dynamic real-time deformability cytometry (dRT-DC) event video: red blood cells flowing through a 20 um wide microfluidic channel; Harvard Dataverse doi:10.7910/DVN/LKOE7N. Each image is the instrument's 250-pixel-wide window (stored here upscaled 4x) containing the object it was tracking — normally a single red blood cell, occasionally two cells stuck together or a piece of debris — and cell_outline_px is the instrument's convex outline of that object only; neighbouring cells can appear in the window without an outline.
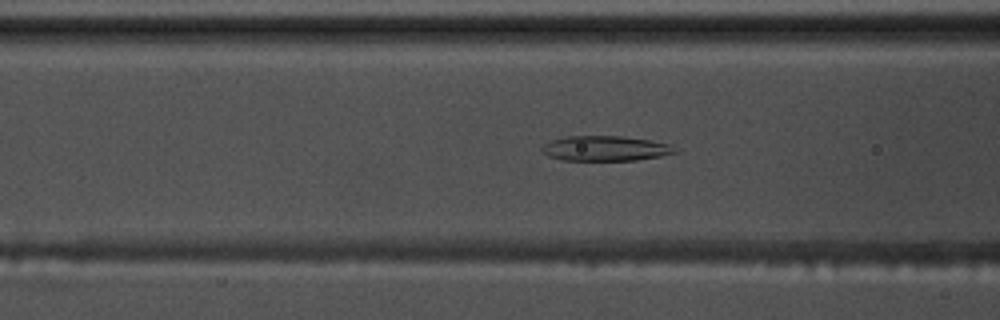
{"species": "common noctule bat (a hibernating species)", "species_latin": "Nyctalus noctula", "temperature_condition": "warm", "stored_images_in_passage": 56, "camera_frame_rate_fps": 3000, "um_per_image_px": 0.085, "animal": {"sex": "male", "body_mass_g": 17.5, "forearm_length_mm": 52.3}, "frame": {"image": 1, "passage_image": 23, "time_ms": 7.333, "image_size_px": [1000, 320], "cell_outline_px": [[680, 152], [660, 156], [636, 160], [560, 160], [548, 156], [540, 152], [540, 148], [544, 144], [552, 140], [568, 136], [620, 136], [648, 140], [668, 144]], "centroid_in_image_um": [51.4, 12.62], "position_along_channel_um": 115.2, "area_um2": 19.36}}
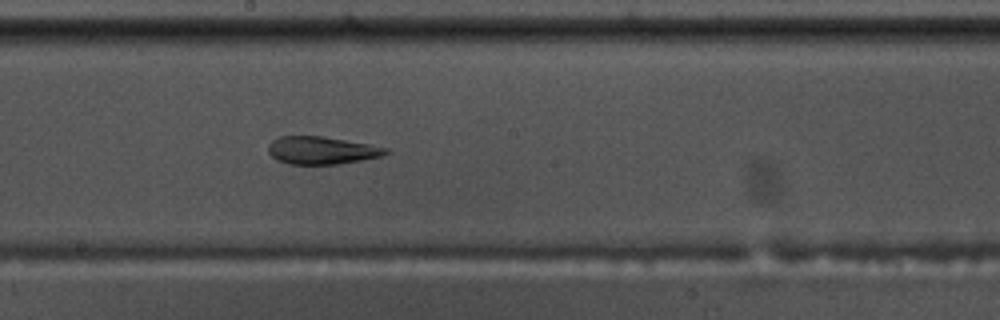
{"frame": {"image": 2, "passage_image": 32, "time_ms": 10.333, "image_size_px": [1000, 320], "cell_outline_px": [[388, 152], [380, 156], [360, 160], [336, 164], [288, 164], [272, 156], [268, 152], [268, 144], [272, 140], [280, 136], [320, 136], [368, 144], [388, 148]], "centroid_in_image_um": [27.29, 12.77], "position_along_channel_um": 220.9, "area_um2": 18.61}}
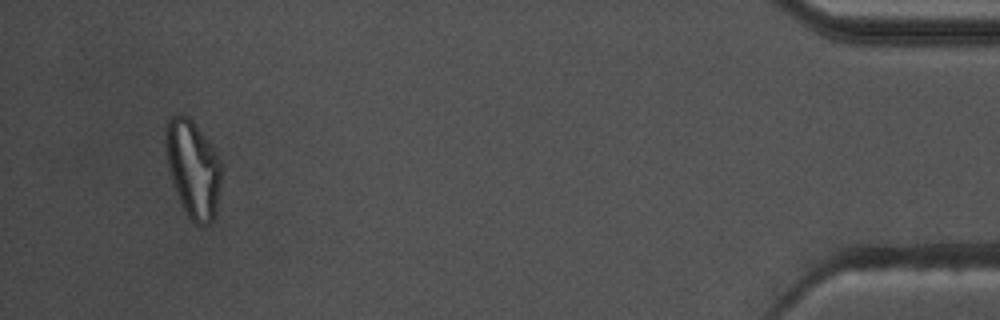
{"frame": {"image": 3, "passage_image": 55, "time_ms": 18.0, "image_size_px": [1000, 320], "cell_outline_px": [[220, 184], [216, 204], [212, 220], [204, 228], [200, 228], [188, 216], [180, 200], [172, 180], [168, 164], [164, 144], [164, 128], [168, 120], [172, 116], [180, 112], [188, 116], [192, 120], [208, 140], [220, 160]], "centroid_in_image_um": [16.37, 14.29], "position_along_channel_um": 418.8, "area_um2": 31.33}}